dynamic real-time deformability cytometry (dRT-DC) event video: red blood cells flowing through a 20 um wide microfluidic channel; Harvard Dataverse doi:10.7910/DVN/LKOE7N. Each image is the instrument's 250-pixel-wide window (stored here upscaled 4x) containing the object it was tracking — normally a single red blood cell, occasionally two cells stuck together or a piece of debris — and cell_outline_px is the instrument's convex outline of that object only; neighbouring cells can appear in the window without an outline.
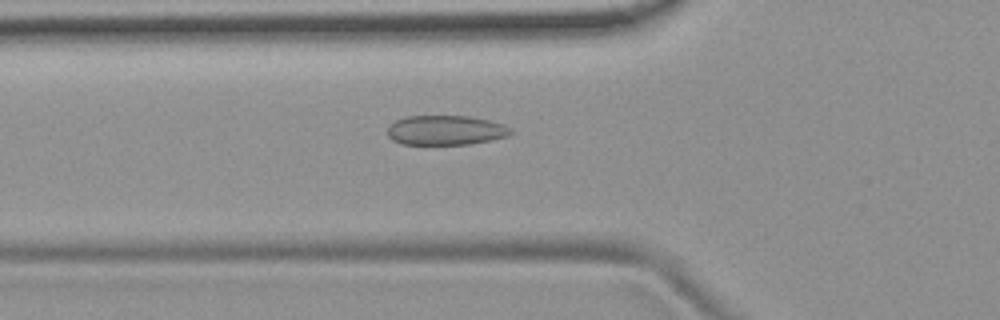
{"species": "common noctule bat (a hibernating species)", "species_latin": "Nyctalus noctula", "temperature_condition": "room temperature", "stored_images_in_passage": 52, "camera_frame_rate_fps": 3000, "um_per_image_px": 0.085, "animal": {"sex": "female", "body_mass_g": 19.9}, "frame": {"image": 1, "passage_image": 19, "time_ms": 6.0, "image_size_px": [1000, 320], "cell_outline_px": [[516, 132], [508, 136], [492, 140], [468, 144], [400, 144], [392, 140], [388, 136], [388, 128], [396, 120], [404, 116], [468, 116], [488, 120], [504, 124], [512, 128]], "centroid_in_image_um": [37.92, 11.07], "position_along_channel_um": 87.9, "area_um2": 21.44}}
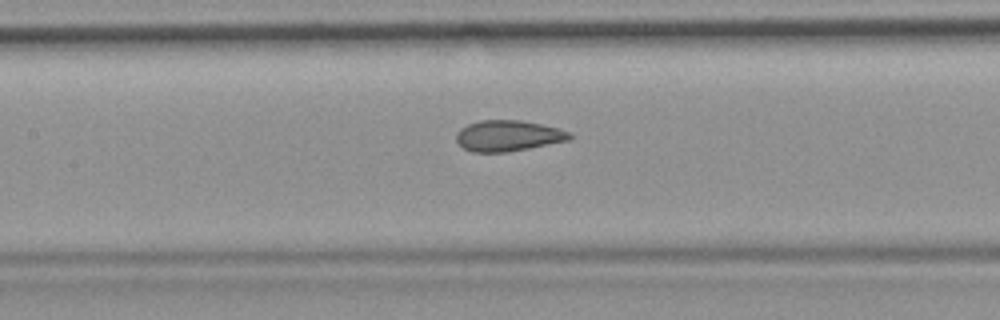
{"frame": {"image": 2, "passage_image": 25, "time_ms": 8.0, "image_size_px": [1000, 320], "cell_outline_px": [[572, 140], [508, 152], [472, 152], [464, 148], [456, 140], [456, 132], [460, 128], [468, 124], [480, 120], [520, 120], [560, 128], [572, 132]], "centroid_in_image_um": [43.22, 11.54], "position_along_channel_um": 164.2, "area_um2": 20.63}}
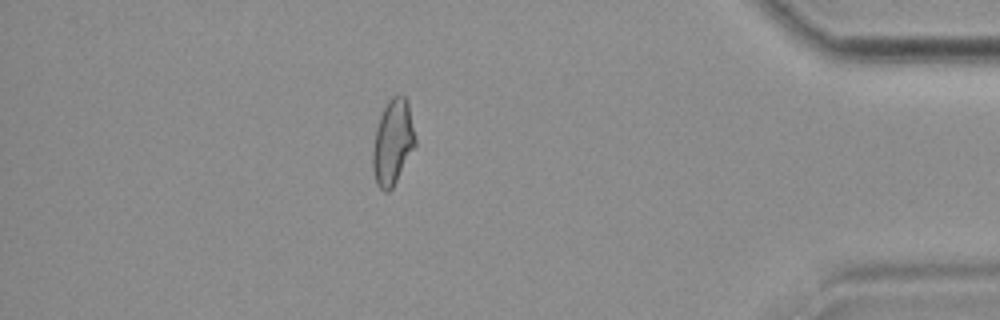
{"frame": {"image": 3, "passage_image": 47, "time_ms": 15.333, "image_size_px": [1000, 320], "cell_outline_px": [[416, 144], [392, 188], [388, 192], [384, 192], [376, 184], [372, 168], [372, 148], [376, 128], [380, 116], [388, 100], [392, 96], [400, 92], [408, 100], [416, 140]], "centroid_in_image_um": [33.37, 12.06], "position_along_channel_um": 401.8, "area_um2": 21.27}}